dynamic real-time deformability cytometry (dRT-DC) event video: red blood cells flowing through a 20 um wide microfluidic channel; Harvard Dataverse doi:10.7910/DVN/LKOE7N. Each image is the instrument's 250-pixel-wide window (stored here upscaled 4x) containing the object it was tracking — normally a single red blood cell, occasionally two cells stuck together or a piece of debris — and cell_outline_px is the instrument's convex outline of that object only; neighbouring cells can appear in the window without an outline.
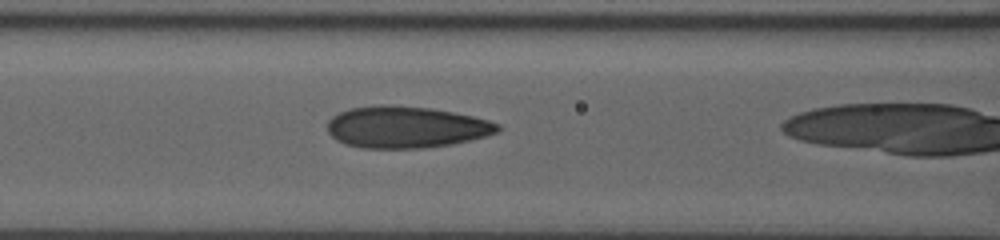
{"species": "human", "species_latin": "Homo sapiens", "temperature_condition": "room temperature", "stored_images_in_passage": 26, "camera_frame_rate_fps": 3000, "um_per_image_px": 0.085, "donor": {"sex": "male"}, "frame": {"image": 1, "passage_image": 25, "time_ms": 8.0, "image_size_px": [1000, 240], "cell_outline_px": [[500, 128], [496, 132], [484, 136], [452, 144], [424, 148], [364, 148], [344, 144], [336, 140], [328, 132], [328, 120], [332, 116], [348, 108], [384, 104], [388, 104], [432, 108], [472, 116], [488, 120], [500, 124]], "centroid_in_image_um": [34.47, 10.8], "position_along_channel_um": 132.1, "area_um2": 41.38}}